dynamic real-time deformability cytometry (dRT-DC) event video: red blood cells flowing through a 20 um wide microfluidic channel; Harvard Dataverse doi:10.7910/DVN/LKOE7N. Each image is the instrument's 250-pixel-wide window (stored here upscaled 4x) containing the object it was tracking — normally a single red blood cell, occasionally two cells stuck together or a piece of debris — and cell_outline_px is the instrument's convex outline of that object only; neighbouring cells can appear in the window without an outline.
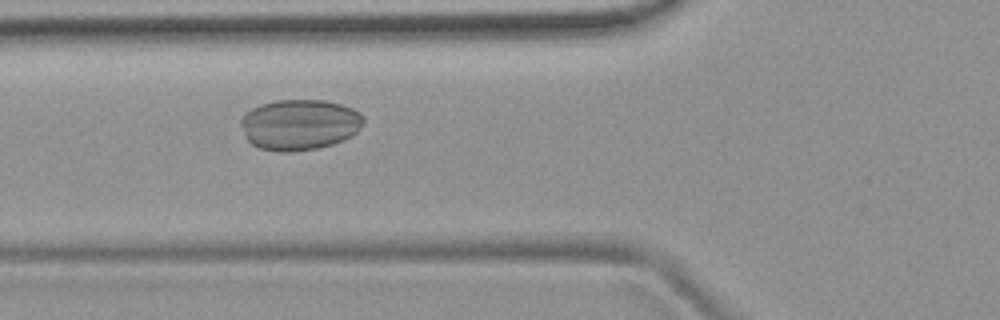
{"species": "common noctule bat (a hibernating species)", "species_latin": "Nyctalus noctula", "temperature_condition": "room temperature", "stored_images_in_passage": 6, "camera_frame_rate_fps": 3000, "um_per_image_px": 0.085, "animal": {"sex": "female", "body_mass_g": 19.9}, "frame": {"image": 1, "passage_image": 3, "time_ms": 2.0, "image_size_px": [1000, 320], "cell_outline_px": [[364, 120], [360, 128], [352, 136], [344, 140], [332, 144], [316, 148], [292, 152], [280, 152], [260, 148], [252, 144], [244, 136], [240, 124], [240, 120], [252, 108], [260, 104], [276, 100], [324, 100], [340, 104], [352, 108], [360, 112], [364, 116]], "centroid_in_image_um": [25.46, 10.59], "position_along_channel_um": 100.3, "area_um2": 36.41}}
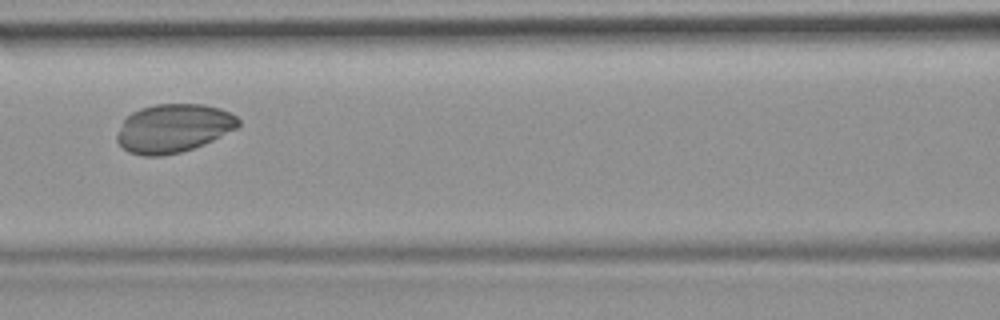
{"frame": {"image": 2, "passage_image": 4, "time_ms": 3.333, "image_size_px": [1000, 320], "cell_outline_px": [[240, 124], [236, 128], [204, 144], [180, 152], [160, 156], [144, 156], [128, 152], [116, 140], [116, 136], [124, 120], [132, 112], [140, 108], [156, 104], [204, 104], [220, 108], [236, 116], [240, 120]], "centroid_in_image_um": [14.73, 10.9], "position_along_channel_um": 151.9, "area_um2": 34.1}}